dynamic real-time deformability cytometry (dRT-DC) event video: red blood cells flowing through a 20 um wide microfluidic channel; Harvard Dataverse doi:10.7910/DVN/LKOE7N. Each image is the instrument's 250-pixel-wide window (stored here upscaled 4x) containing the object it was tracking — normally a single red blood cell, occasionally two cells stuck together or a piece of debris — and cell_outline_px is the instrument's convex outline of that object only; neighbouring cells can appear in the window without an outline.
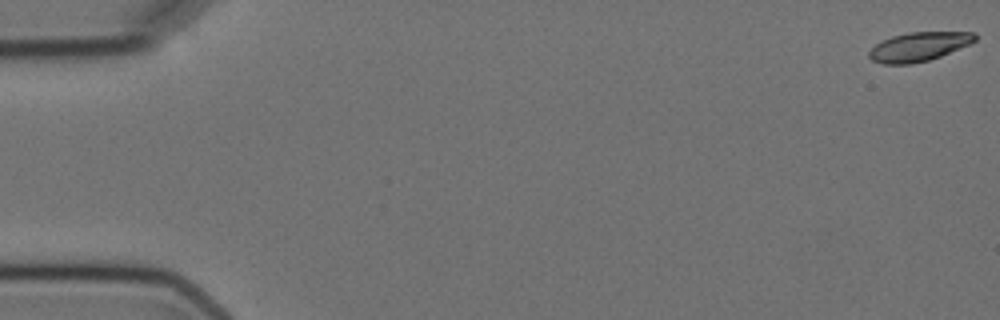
{"species": "Egyptian fruit bat (a non-hibernating species)", "species_latin": "Rousettus aegyptiacus", "temperature_condition": "cold", "stored_images_in_passage": 6, "camera_frame_rate_fps": 3000, "um_per_image_px": 0.085, "animal": {"sex": "female"}, "frame": {"image": 1, "passage_image": 1, "time_ms": 0.0, "image_size_px": [1000, 320], "cell_outline_px": [[976, 40], [968, 44], [940, 56], [928, 60], [912, 64], [884, 64], [872, 60], [868, 56], [868, 52], [876, 44], [892, 36], [908, 32], [976, 32]], "centroid_in_image_um": [78.08, 3.96], "position_along_channel_um": 6.9, "area_um2": 17.69}}
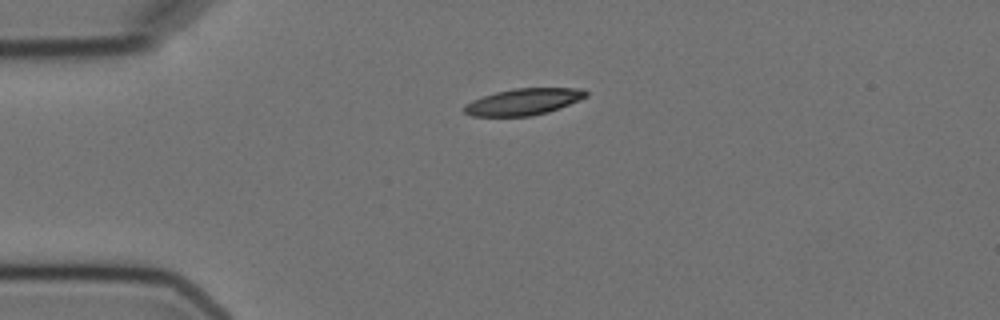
{"frame": {"image": 2, "passage_image": 4, "time_ms": 4.333, "image_size_px": [1000, 320], "cell_outline_px": [[588, 96], [548, 112], [532, 116], [472, 116], [464, 112], [464, 104], [472, 100], [496, 92], [512, 88], [584, 88], [588, 92]], "centroid_in_image_um": [44.49, 8.64], "position_along_channel_um": 40.5, "area_um2": 18.79}}